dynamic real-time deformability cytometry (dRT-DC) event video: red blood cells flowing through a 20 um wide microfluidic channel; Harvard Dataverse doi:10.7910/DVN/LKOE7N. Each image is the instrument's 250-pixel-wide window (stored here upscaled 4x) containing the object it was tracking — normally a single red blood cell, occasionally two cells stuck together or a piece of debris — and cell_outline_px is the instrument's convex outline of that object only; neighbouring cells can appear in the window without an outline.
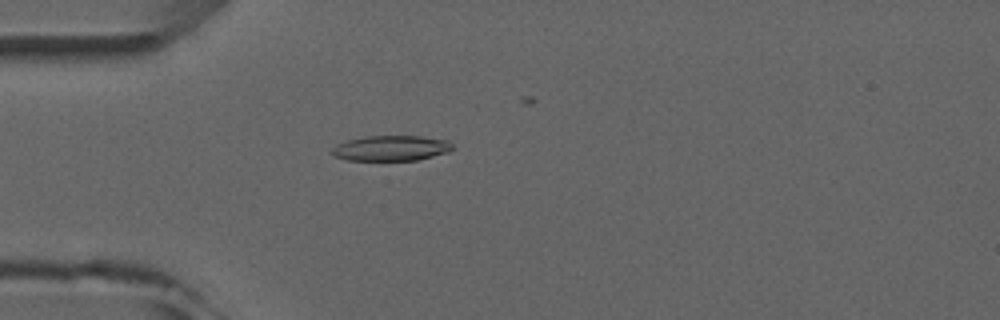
{"species": "common noctule bat (a hibernating species)", "species_latin": "Nyctalus noctula", "temperature_condition": "room temperature", "stored_images_in_passage": 4, "camera_frame_rate_fps": 3000, "um_per_image_px": 0.085, "animal": {"sex": "male", "forearm_length_mm": 52.5}, "frame": {"image": 1, "passage_image": 4, "time_ms": 4.333, "image_size_px": [1000, 320], "cell_outline_px": [[452, 148], [448, 152], [416, 160], [348, 160], [332, 156], [332, 148], [336, 144], [348, 140], [364, 136], [420, 136], [448, 140], [452, 144]], "centroid_in_image_um": [33.21, 12.59], "position_along_channel_um": 51.8, "area_um2": 17.74}}